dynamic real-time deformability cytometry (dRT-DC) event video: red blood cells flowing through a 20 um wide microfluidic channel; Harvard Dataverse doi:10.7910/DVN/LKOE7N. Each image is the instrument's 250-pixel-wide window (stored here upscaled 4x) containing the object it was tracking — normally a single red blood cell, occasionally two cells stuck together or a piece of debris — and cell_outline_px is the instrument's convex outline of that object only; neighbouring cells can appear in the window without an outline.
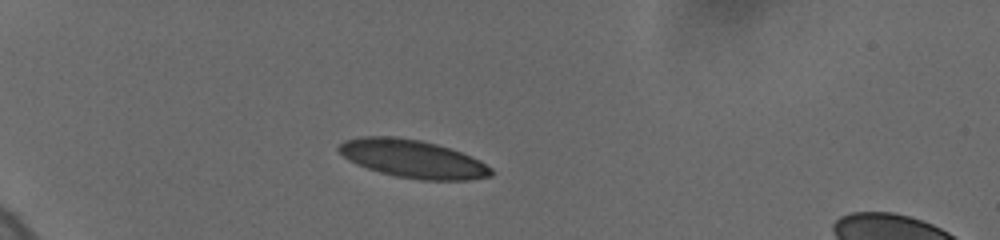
{"species": "human", "species_latin": "Homo sapiens", "temperature_condition": "cold", "stored_images_in_passage": 4, "camera_frame_rate_fps": 3000, "um_per_image_px": 0.085, "donor": {"sex": "female"}, "frame": {"image": 1, "passage_image": 1, "time_ms": 0.0, "image_size_px": [1000, 240], "cell_outline_px": [[492, 176], [468, 180], [420, 180], [396, 176], [380, 172], [356, 164], [348, 160], [336, 148], [344, 140], [360, 136], [396, 136], [420, 140], [436, 144], [460, 152], [480, 160], [492, 168]], "centroid_in_image_um": [35.07, 13.5], "position_along_channel_um": 49.9, "area_um2": 33.7}}
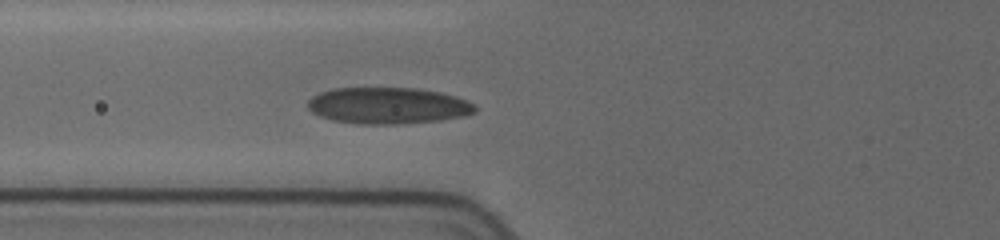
{"frame": {"image": 2, "passage_image": 4, "time_ms": 2.333, "image_size_px": [1000, 240], "cell_outline_px": [[476, 112], [468, 116], [440, 120], [396, 124], [360, 124], [332, 120], [320, 116], [312, 112], [308, 108], [308, 100], [312, 96], [320, 92], [332, 88], [416, 88], [440, 92], [456, 96], [468, 100], [476, 104]], "centroid_in_image_um": [33.01, 8.98], "position_along_channel_um": 92.8, "area_um2": 35.84}}